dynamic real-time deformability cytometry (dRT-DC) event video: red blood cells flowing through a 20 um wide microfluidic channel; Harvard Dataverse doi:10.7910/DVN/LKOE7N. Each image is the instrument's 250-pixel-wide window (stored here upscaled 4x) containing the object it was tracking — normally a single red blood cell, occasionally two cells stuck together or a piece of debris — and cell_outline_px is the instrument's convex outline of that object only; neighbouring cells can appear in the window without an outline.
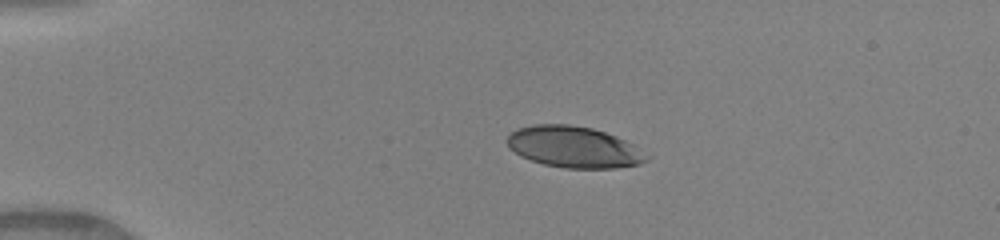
{"species": "human", "species_latin": "Homo sapiens", "temperature_condition": "warm", "stored_images_in_passage": 39, "camera_frame_rate_fps": 3000, "um_per_image_px": 0.085, "donor": {"sex": "female"}, "frame": {"image": 1, "passage_image": 1, "time_ms": 0.0, "image_size_px": [1000, 240], "cell_outline_px": [[652, 156], [648, 160], [640, 164], [616, 168], [564, 168], [544, 164], [520, 156], [508, 148], [504, 140], [512, 132], [520, 128], [532, 124], [568, 124], [592, 128], [616, 136], [632, 144]], "centroid_in_image_um": [48.78, 12.5], "position_along_channel_um": 36.2, "area_um2": 33.76}}
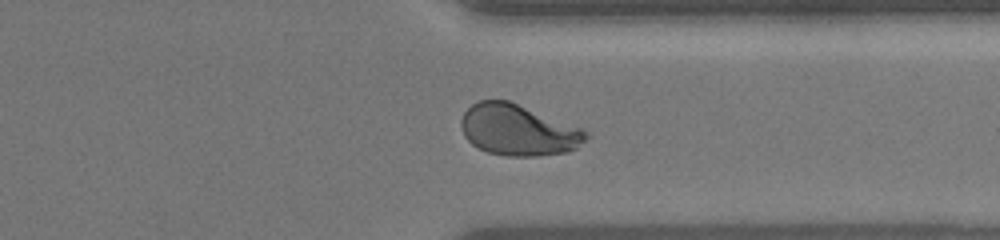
{"frame": {"image": 2, "passage_image": 29, "time_ms": 9.333, "image_size_px": [1000, 240], "cell_outline_px": [[588, 136], [576, 148], [568, 152], [536, 156], [508, 156], [488, 152], [472, 144], [464, 136], [460, 124], [460, 120], [464, 112], [472, 104], [480, 100], [508, 100], [584, 128]], "centroid_in_image_um": [44.04, 11.05], "position_along_channel_um": 367.4, "area_um2": 37.22}}
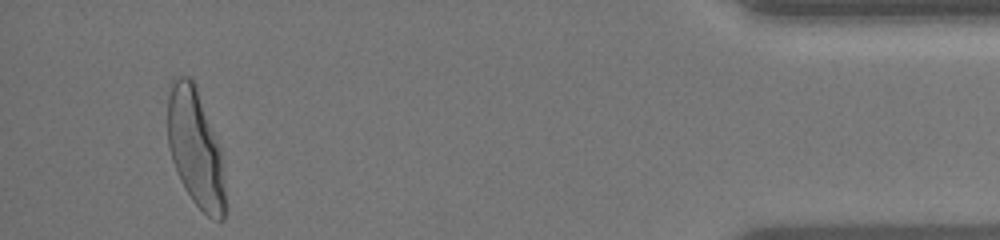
{"frame": {"image": 3, "passage_image": 37, "time_ms": 12.0, "image_size_px": [1000, 240], "cell_outline_px": [[224, 220], [216, 220], [208, 216], [192, 200], [184, 188], [180, 180], [172, 160], [168, 144], [168, 96], [172, 80], [180, 76], [188, 76], [196, 84], [220, 148], [224, 160]], "centroid_in_image_um": [16.62, 12.58], "position_along_channel_um": 418.6, "area_um2": 39.48}, "authors_computed_cell_mechanics": {"area_um2": 37.1654, "velocity_mm_per_s": 4.123, "shape_relaxation_time_tau1_ms": 4.0147, "shape_relaxation_time_tau2_ms": null, "deformation_change_tau1": 0.2011, "deformation_change_tau2": null}}